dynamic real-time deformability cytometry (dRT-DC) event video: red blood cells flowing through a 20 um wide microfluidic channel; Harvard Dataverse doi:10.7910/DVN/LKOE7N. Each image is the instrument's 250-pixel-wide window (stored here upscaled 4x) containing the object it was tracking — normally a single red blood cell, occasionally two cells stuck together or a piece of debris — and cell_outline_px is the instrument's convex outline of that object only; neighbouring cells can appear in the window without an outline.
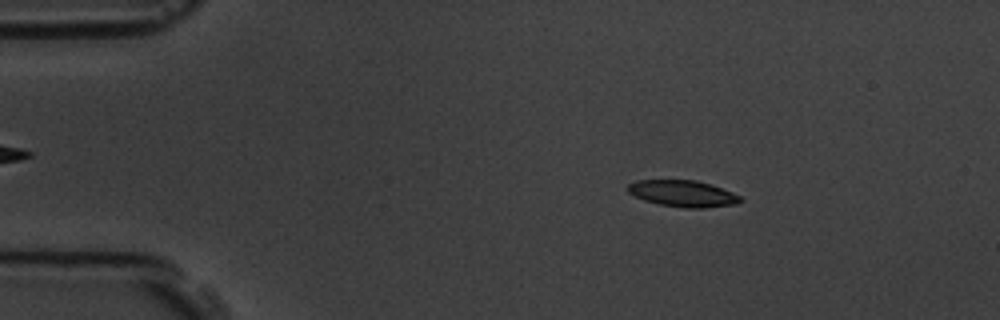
{"species": "common noctule bat (a hibernating species)", "species_latin": "Nyctalus noctula", "temperature_condition": "room temperature", "stored_images_in_passage": 3, "camera_frame_rate_fps": 3000, "um_per_image_px": 0.085, "animal": {"sex": "male", "body_mass_g": 19.5, "forearm_length_mm": 54.6}, "frame": {"image": 1, "passage_image": 2, "time_ms": 1.0, "image_size_px": [1000, 320], "cell_outline_px": [[744, 200], [736, 204], [704, 208], [684, 208], [660, 204], [644, 200], [628, 192], [628, 184], [636, 180], [696, 180], [732, 192], [740, 196]], "centroid_in_image_um": [58.05, 16.46], "position_along_channel_um": 26.9, "area_um2": 17.22}}